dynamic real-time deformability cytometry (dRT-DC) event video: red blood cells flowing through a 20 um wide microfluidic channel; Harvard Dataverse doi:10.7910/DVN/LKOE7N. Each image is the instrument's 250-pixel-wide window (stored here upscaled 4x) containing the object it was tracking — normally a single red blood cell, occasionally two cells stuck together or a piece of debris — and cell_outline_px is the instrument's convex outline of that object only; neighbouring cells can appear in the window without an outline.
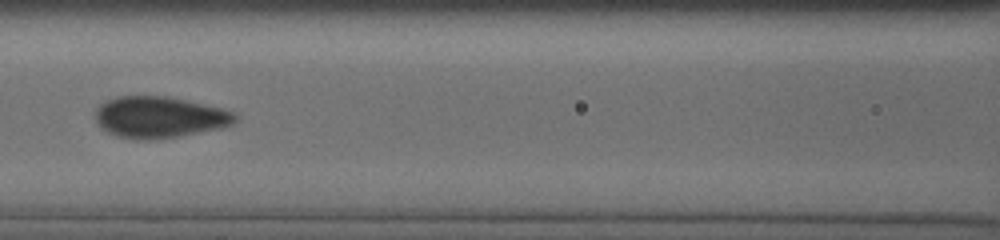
{"species": "human", "species_latin": "Homo sapiens", "temperature_condition": "cold", "stored_images_in_passage": 12, "camera_frame_rate_fps": 3000, "um_per_image_px": 0.085, "donor": {"sex": "male"}, "frame": {"image": 1, "passage_image": 10, "time_ms": 8.667, "image_size_px": [1000, 240], "cell_outline_px": [[236, 120], [232, 124], [220, 128], [176, 136], [148, 140], [136, 140], [116, 136], [100, 128], [96, 120], [96, 108], [100, 104], [108, 100], [120, 96], [168, 96], [224, 108], [236, 112]], "centroid_in_image_um": [13.55, 9.95], "position_along_channel_um": 153.1, "area_um2": 33.7}}
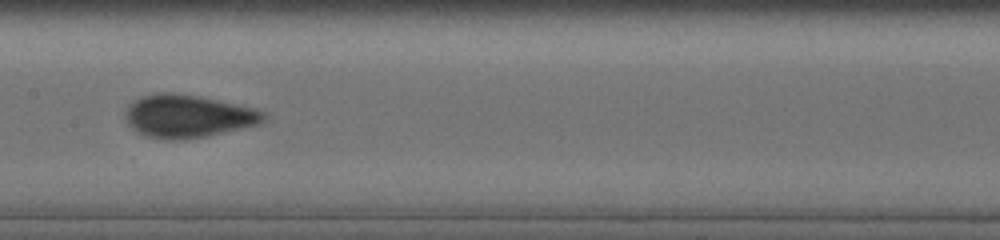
{"frame": {"image": 2, "passage_image": 11, "time_ms": 9.667, "image_size_px": [1000, 240], "cell_outline_px": [[268, 116], [260, 124], [204, 136], [184, 140], [168, 140], [144, 136], [136, 132], [124, 120], [124, 112], [136, 100], [144, 96], [160, 92], [172, 92], [200, 96], [256, 108], [264, 112]], "centroid_in_image_um": [15.97, 9.88], "position_along_channel_um": 191.4, "area_um2": 34.62}}